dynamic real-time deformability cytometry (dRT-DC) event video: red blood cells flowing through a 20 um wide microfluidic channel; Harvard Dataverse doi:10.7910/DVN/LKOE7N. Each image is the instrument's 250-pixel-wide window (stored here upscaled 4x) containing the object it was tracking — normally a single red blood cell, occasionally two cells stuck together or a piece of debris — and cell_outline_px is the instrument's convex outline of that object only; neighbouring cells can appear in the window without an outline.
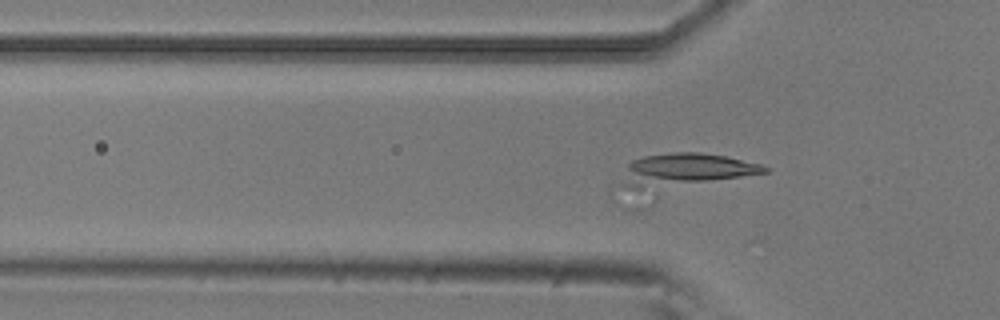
{"species": "common noctule bat (a hibernating species)", "species_latin": "Nyctalus noctula", "temperature_condition": "room temperature", "stored_images_in_passage": 18, "camera_frame_rate_fps": 3000, "um_per_image_px": 0.085, "animal": {"sex": "male", "body_mass_g": 20.5, "forearm_length_mm": 52.5}, "frame": {"image": 1, "passage_image": 5, "time_ms": 1.333, "image_size_px": [1000, 320], "cell_outline_px": [[768, 172], [740, 176], [640, 188], [632, 188], [620, 184], [628, 164], [632, 160], [644, 156], [672, 152], [700, 152], [724, 156], [760, 164], [768, 168]], "centroid_in_image_um": [58.22, 14.37], "position_along_channel_um": 67.6, "area_um2": 25.43}}
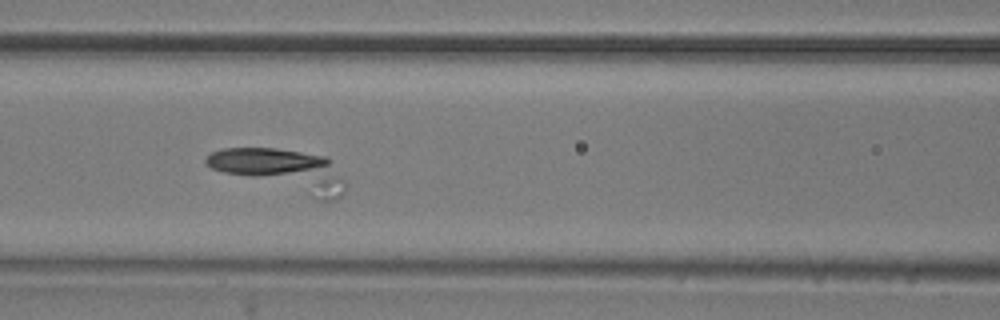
{"frame": {"image": 2, "passage_image": 11, "time_ms": 3.333, "image_size_px": [1000, 320], "cell_outline_px": [[344, 192], [336, 200], [320, 200], [224, 172], [212, 168], [204, 164], [204, 160], [212, 152], [224, 148], [276, 148], [328, 156], [332, 160], [344, 180]], "centroid_in_image_um": [24.0, 14.46], "position_along_channel_um": 142.6, "area_um2": 33.76}}